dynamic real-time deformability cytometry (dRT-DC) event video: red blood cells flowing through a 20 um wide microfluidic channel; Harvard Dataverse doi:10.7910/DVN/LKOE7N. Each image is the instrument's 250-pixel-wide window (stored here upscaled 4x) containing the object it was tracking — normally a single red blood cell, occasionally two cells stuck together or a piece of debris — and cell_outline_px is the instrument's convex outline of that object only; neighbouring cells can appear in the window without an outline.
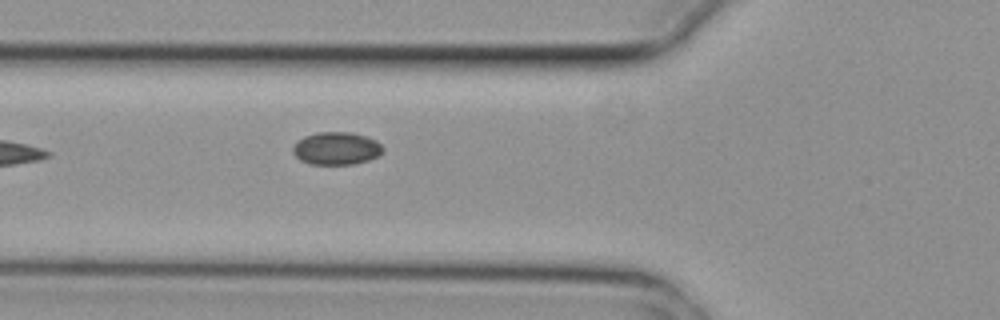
{"species": "common noctule bat (a hibernating species)", "species_latin": "Nyctalus noctula", "temperature_condition": "cold", "stored_images_in_passage": 7, "camera_frame_rate_fps": 3000, "um_per_image_px": 0.085, "animal": {"sex": "female", "body_mass_g": 29.2, "forearm_length_mm": 56.3}, "frame": {"image": 1, "passage_image": 7, "time_ms": 2.0, "image_size_px": [1000, 320], "cell_outline_px": [[384, 152], [368, 160], [356, 164], [312, 164], [300, 160], [292, 152], [292, 148], [304, 136], [316, 132], [352, 132], [368, 136], [376, 140], [384, 148]], "centroid_in_image_um": [28.62, 12.6], "position_along_channel_um": 97.2, "area_um2": 17.22}}